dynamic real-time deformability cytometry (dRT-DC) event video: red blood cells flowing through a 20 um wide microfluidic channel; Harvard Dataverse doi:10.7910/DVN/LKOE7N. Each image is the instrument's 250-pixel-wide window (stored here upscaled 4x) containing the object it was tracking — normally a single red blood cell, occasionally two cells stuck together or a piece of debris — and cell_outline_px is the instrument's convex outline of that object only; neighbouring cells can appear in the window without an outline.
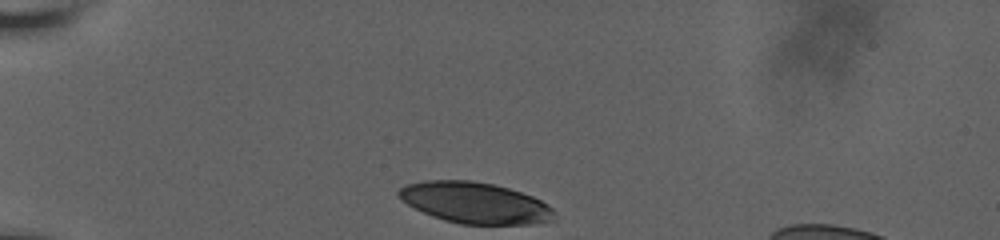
{"species": "human", "species_latin": "Homo sapiens", "temperature_condition": "room temperature", "stored_images_in_passage": 34, "camera_frame_rate_fps": 3000, "um_per_image_px": 0.085, "donor": {"sex": "male"}, "frame": {"image": 1, "passage_image": 1, "time_ms": 0.0, "image_size_px": [1000, 240], "cell_outline_px": [[556, 212], [552, 220], [532, 224], [460, 224], [444, 220], [432, 216], [408, 204], [396, 192], [404, 184], [424, 180], [472, 180], [492, 184], [508, 188], [532, 196], [548, 204]], "centroid_in_image_um": [40.38, 17.23], "position_along_channel_um": 44.6, "area_um2": 37.17}}
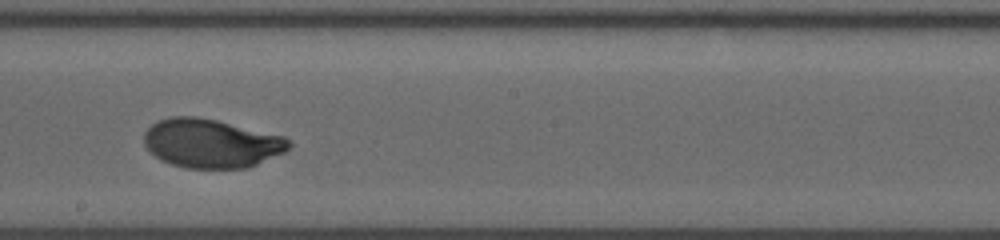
{"frame": {"image": 2, "passage_image": 20, "time_ms": 6.333, "image_size_px": [1000, 240], "cell_outline_px": [[292, 144], [284, 152], [248, 168], [184, 168], [160, 160], [144, 144], [144, 132], [152, 124], [160, 120], [172, 116], [196, 116], [216, 120], [284, 136]], "centroid_in_image_um": [17.94, 12.18], "position_along_channel_um": 230.3, "area_um2": 41.04}}
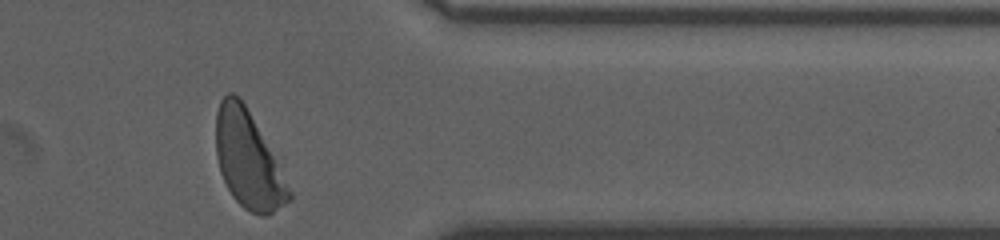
{"frame": {"image": 3, "passage_image": 34, "time_ms": 11.0, "image_size_px": [1000, 240], "cell_outline_px": [[292, 200], [268, 216], [260, 216], [244, 208], [232, 196], [220, 172], [216, 156], [216, 112], [220, 100], [228, 92], [232, 92], [244, 104], [292, 192]], "centroid_in_image_um": [21.06, 13.65], "position_along_channel_um": 390.3, "area_um2": 40.17}, "authors_computed_cell_mechanics": {"area_um2": 41.1247, "velocity_mm_per_s": 3.6338, "shape_relaxation_time_tau1_ms": 3.674, "shape_relaxation_time_tau2_ms": null, "deformation_change_tau1": 0.2081, "deformation_change_tau2": null}}